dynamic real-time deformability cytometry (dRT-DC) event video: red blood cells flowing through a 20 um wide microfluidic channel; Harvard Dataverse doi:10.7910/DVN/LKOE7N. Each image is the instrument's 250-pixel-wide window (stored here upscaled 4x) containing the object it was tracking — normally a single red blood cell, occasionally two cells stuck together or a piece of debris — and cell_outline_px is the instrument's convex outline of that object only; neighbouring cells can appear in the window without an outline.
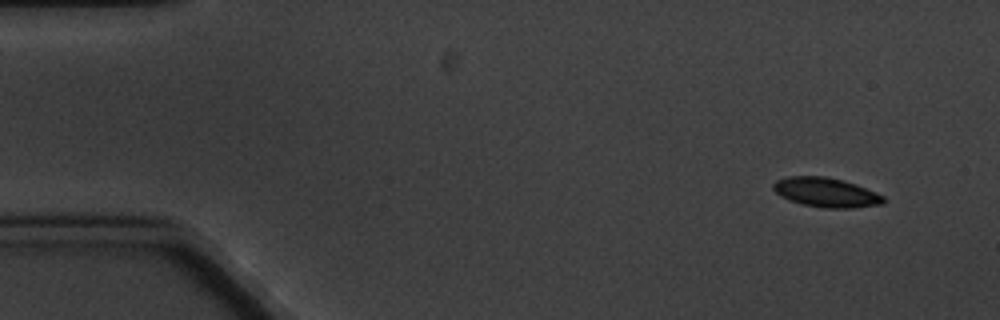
{"species": "common noctule bat (a hibernating species)", "species_latin": "Nyctalus noctula", "temperature_condition": "cold", "stored_images_in_passage": 6, "camera_frame_rate_fps": 3000, "um_per_image_px": 0.085, "animal": {"sex": "male", "body_mass_g": 20.1, "forearm_length_mm": 53.5}, "frame": {"image": 1, "passage_image": 1, "time_ms": 0.0, "image_size_px": [1000, 320], "cell_outline_px": [[884, 204], [852, 208], [824, 208], [804, 204], [788, 200], [780, 196], [772, 188], [772, 184], [776, 180], [788, 176], [824, 176], [844, 180], [856, 184], [876, 192], [884, 196]], "centroid_in_image_um": [70.21, 16.35], "position_along_channel_um": 14.8, "area_um2": 19.02}}
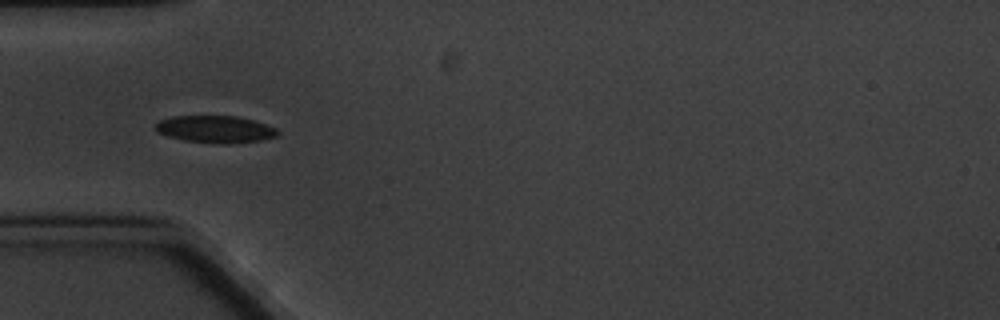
{"frame": {"image": 2, "passage_image": 5, "time_ms": 4.667, "image_size_px": [1000, 320], "cell_outline_px": [[280, 132], [276, 136], [260, 140], [228, 144], [224, 144], [184, 140], [168, 136], [156, 132], [152, 128], [160, 120], [172, 116], [236, 116], [252, 120], [276, 128]], "centroid_in_image_um": [18.26, 10.98], "position_along_channel_um": 66.7, "area_um2": 19.25}}